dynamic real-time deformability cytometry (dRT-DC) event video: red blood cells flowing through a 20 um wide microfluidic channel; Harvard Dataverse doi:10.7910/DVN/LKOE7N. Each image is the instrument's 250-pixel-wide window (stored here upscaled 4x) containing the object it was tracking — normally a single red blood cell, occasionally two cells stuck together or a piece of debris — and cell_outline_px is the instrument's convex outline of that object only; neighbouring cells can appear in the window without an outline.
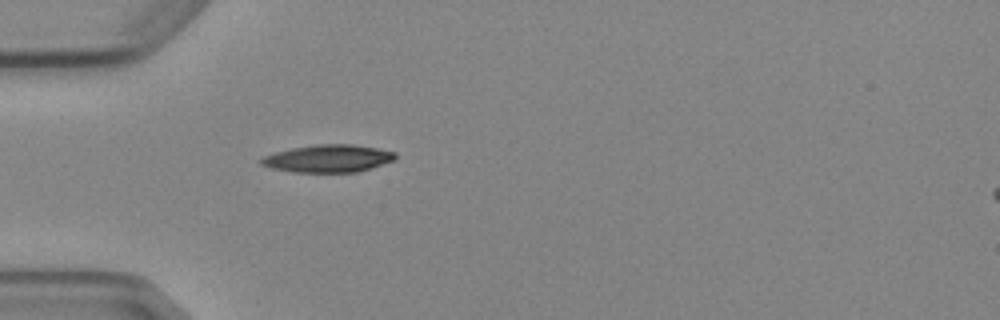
{"species": "Egyptian fruit bat (a non-hibernating species)", "species_latin": "Rousettus aegyptiacus", "temperature_condition": "cold", "stored_images_in_passage": 1, "camera_frame_rate_fps": 3000, "um_per_image_px": 0.085, "animal": {"sex": "female"}, "frame": {"image": 1, "passage_image": 1, "time_ms": 0.0, "image_size_px": [1000, 320], "cell_outline_px": [[396, 160], [356, 172], [292, 172], [272, 168], [260, 164], [260, 160], [264, 156], [276, 152], [292, 148], [320, 144], [352, 144], [376, 148], [396, 152]], "centroid_in_image_um": [27.9, 13.47], "position_along_channel_um": 57.1, "area_um2": 21.39}}